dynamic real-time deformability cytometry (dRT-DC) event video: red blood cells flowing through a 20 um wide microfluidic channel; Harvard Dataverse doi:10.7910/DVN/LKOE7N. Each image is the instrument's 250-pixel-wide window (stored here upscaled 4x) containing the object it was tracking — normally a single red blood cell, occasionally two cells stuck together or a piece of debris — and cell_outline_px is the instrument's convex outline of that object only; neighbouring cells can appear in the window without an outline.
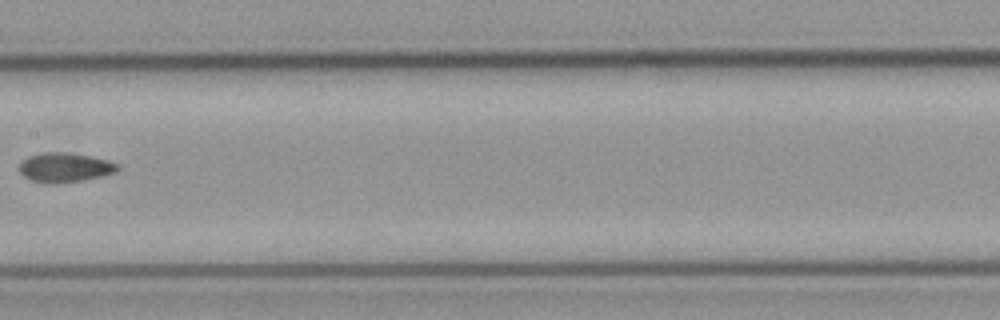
{"species": "common noctule bat (a hibernating species)", "species_latin": "Nyctalus noctula", "temperature_condition": "cold", "stored_images_in_passage": 8, "camera_frame_rate_fps": 3000, "um_per_image_px": 0.085, "animal": {"sex": "male", "body_mass_g": 23.1, "forearm_length_mm": 52.7}, "frame": {"image": 1, "passage_image": 8, "time_ms": 9.0, "image_size_px": [1000, 320], "cell_outline_px": [[120, 168], [116, 172], [100, 176], [80, 180], [56, 184], [48, 184], [32, 180], [24, 176], [20, 172], [20, 164], [28, 156], [44, 152], [64, 152], [92, 156], [108, 160], [120, 164]], "centroid_in_image_um": [5.54, 14.23], "position_along_channel_um": 201.9, "area_um2": 16.82}}